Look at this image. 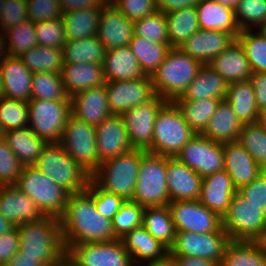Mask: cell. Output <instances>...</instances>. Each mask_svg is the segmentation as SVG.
Listing matches in <instances>:
<instances>
[{
    "mask_svg": "<svg viewBox=\"0 0 266 266\" xmlns=\"http://www.w3.org/2000/svg\"><path fill=\"white\" fill-rule=\"evenodd\" d=\"M60 222L66 251L79 243L110 242L119 239L113 230L112 220L97 211L93 195L87 189L69 194Z\"/></svg>",
    "mask_w": 266,
    "mask_h": 266,
    "instance_id": "1",
    "label": "cell"
},
{
    "mask_svg": "<svg viewBox=\"0 0 266 266\" xmlns=\"http://www.w3.org/2000/svg\"><path fill=\"white\" fill-rule=\"evenodd\" d=\"M19 250L23 256L37 258L44 266H63L66 263V248L59 218L46 216L39 222L16 226Z\"/></svg>",
    "mask_w": 266,
    "mask_h": 266,
    "instance_id": "2",
    "label": "cell"
},
{
    "mask_svg": "<svg viewBox=\"0 0 266 266\" xmlns=\"http://www.w3.org/2000/svg\"><path fill=\"white\" fill-rule=\"evenodd\" d=\"M146 150L132 149L126 153L107 159L100 164L90 179L106 192L121 196L125 200H132L141 157Z\"/></svg>",
    "mask_w": 266,
    "mask_h": 266,
    "instance_id": "3",
    "label": "cell"
},
{
    "mask_svg": "<svg viewBox=\"0 0 266 266\" xmlns=\"http://www.w3.org/2000/svg\"><path fill=\"white\" fill-rule=\"evenodd\" d=\"M202 64L178 47H172L165 60L151 75L156 95L166 101L181 97L188 85L196 78Z\"/></svg>",
    "mask_w": 266,
    "mask_h": 266,
    "instance_id": "4",
    "label": "cell"
},
{
    "mask_svg": "<svg viewBox=\"0 0 266 266\" xmlns=\"http://www.w3.org/2000/svg\"><path fill=\"white\" fill-rule=\"evenodd\" d=\"M195 134L178 106L173 101H167L156 115L152 147L147 152L175 157Z\"/></svg>",
    "mask_w": 266,
    "mask_h": 266,
    "instance_id": "5",
    "label": "cell"
},
{
    "mask_svg": "<svg viewBox=\"0 0 266 266\" xmlns=\"http://www.w3.org/2000/svg\"><path fill=\"white\" fill-rule=\"evenodd\" d=\"M33 166L69 194L84 191L90 180L60 143H48Z\"/></svg>",
    "mask_w": 266,
    "mask_h": 266,
    "instance_id": "6",
    "label": "cell"
},
{
    "mask_svg": "<svg viewBox=\"0 0 266 266\" xmlns=\"http://www.w3.org/2000/svg\"><path fill=\"white\" fill-rule=\"evenodd\" d=\"M222 228L233 241H259L266 239V214L260 207L248 202L238 191L233 195Z\"/></svg>",
    "mask_w": 266,
    "mask_h": 266,
    "instance_id": "7",
    "label": "cell"
},
{
    "mask_svg": "<svg viewBox=\"0 0 266 266\" xmlns=\"http://www.w3.org/2000/svg\"><path fill=\"white\" fill-rule=\"evenodd\" d=\"M16 186L45 214L61 218L69 193L34 166H24Z\"/></svg>",
    "mask_w": 266,
    "mask_h": 266,
    "instance_id": "8",
    "label": "cell"
},
{
    "mask_svg": "<svg viewBox=\"0 0 266 266\" xmlns=\"http://www.w3.org/2000/svg\"><path fill=\"white\" fill-rule=\"evenodd\" d=\"M167 156L146 152L141 157L138 180L132 201L143 207L170 203L166 182Z\"/></svg>",
    "mask_w": 266,
    "mask_h": 266,
    "instance_id": "9",
    "label": "cell"
},
{
    "mask_svg": "<svg viewBox=\"0 0 266 266\" xmlns=\"http://www.w3.org/2000/svg\"><path fill=\"white\" fill-rule=\"evenodd\" d=\"M96 140L95 126L71 114L59 143L71 158L91 176L101 164Z\"/></svg>",
    "mask_w": 266,
    "mask_h": 266,
    "instance_id": "10",
    "label": "cell"
},
{
    "mask_svg": "<svg viewBox=\"0 0 266 266\" xmlns=\"http://www.w3.org/2000/svg\"><path fill=\"white\" fill-rule=\"evenodd\" d=\"M28 127L47 143H59L71 111V100L31 99Z\"/></svg>",
    "mask_w": 266,
    "mask_h": 266,
    "instance_id": "11",
    "label": "cell"
},
{
    "mask_svg": "<svg viewBox=\"0 0 266 266\" xmlns=\"http://www.w3.org/2000/svg\"><path fill=\"white\" fill-rule=\"evenodd\" d=\"M230 241L229 235L223 228L210 233L176 232L174 244L169 249V256L204 258L221 265L226 246Z\"/></svg>",
    "mask_w": 266,
    "mask_h": 266,
    "instance_id": "12",
    "label": "cell"
},
{
    "mask_svg": "<svg viewBox=\"0 0 266 266\" xmlns=\"http://www.w3.org/2000/svg\"><path fill=\"white\" fill-rule=\"evenodd\" d=\"M66 262L70 266H134L120 239L72 245Z\"/></svg>",
    "mask_w": 266,
    "mask_h": 266,
    "instance_id": "13",
    "label": "cell"
},
{
    "mask_svg": "<svg viewBox=\"0 0 266 266\" xmlns=\"http://www.w3.org/2000/svg\"><path fill=\"white\" fill-rule=\"evenodd\" d=\"M176 232L210 233L222 229V218L199 200L168 204Z\"/></svg>",
    "mask_w": 266,
    "mask_h": 266,
    "instance_id": "14",
    "label": "cell"
},
{
    "mask_svg": "<svg viewBox=\"0 0 266 266\" xmlns=\"http://www.w3.org/2000/svg\"><path fill=\"white\" fill-rule=\"evenodd\" d=\"M166 102L164 98L156 95L152 100L120 114L134 149L148 151L152 147L156 115Z\"/></svg>",
    "mask_w": 266,
    "mask_h": 266,
    "instance_id": "15",
    "label": "cell"
},
{
    "mask_svg": "<svg viewBox=\"0 0 266 266\" xmlns=\"http://www.w3.org/2000/svg\"><path fill=\"white\" fill-rule=\"evenodd\" d=\"M175 157L202 178L224 169L223 144L202 134H195Z\"/></svg>",
    "mask_w": 266,
    "mask_h": 266,
    "instance_id": "16",
    "label": "cell"
},
{
    "mask_svg": "<svg viewBox=\"0 0 266 266\" xmlns=\"http://www.w3.org/2000/svg\"><path fill=\"white\" fill-rule=\"evenodd\" d=\"M105 86L108 106L112 114H121L156 96L149 76L129 81H106Z\"/></svg>",
    "mask_w": 266,
    "mask_h": 266,
    "instance_id": "17",
    "label": "cell"
},
{
    "mask_svg": "<svg viewBox=\"0 0 266 266\" xmlns=\"http://www.w3.org/2000/svg\"><path fill=\"white\" fill-rule=\"evenodd\" d=\"M235 40L236 38L231 33L225 31L199 29L178 48L202 65H206Z\"/></svg>",
    "mask_w": 266,
    "mask_h": 266,
    "instance_id": "18",
    "label": "cell"
},
{
    "mask_svg": "<svg viewBox=\"0 0 266 266\" xmlns=\"http://www.w3.org/2000/svg\"><path fill=\"white\" fill-rule=\"evenodd\" d=\"M0 214L15 226L39 222L46 217L16 185L0 186Z\"/></svg>",
    "mask_w": 266,
    "mask_h": 266,
    "instance_id": "19",
    "label": "cell"
},
{
    "mask_svg": "<svg viewBox=\"0 0 266 266\" xmlns=\"http://www.w3.org/2000/svg\"><path fill=\"white\" fill-rule=\"evenodd\" d=\"M133 35V21L129 20L114 5L102 7L97 37L104 44L106 51L128 46Z\"/></svg>",
    "mask_w": 266,
    "mask_h": 266,
    "instance_id": "20",
    "label": "cell"
},
{
    "mask_svg": "<svg viewBox=\"0 0 266 266\" xmlns=\"http://www.w3.org/2000/svg\"><path fill=\"white\" fill-rule=\"evenodd\" d=\"M166 182L170 202L200 197L202 177L176 157L167 156Z\"/></svg>",
    "mask_w": 266,
    "mask_h": 266,
    "instance_id": "21",
    "label": "cell"
},
{
    "mask_svg": "<svg viewBox=\"0 0 266 266\" xmlns=\"http://www.w3.org/2000/svg\"><path fill=\"white\" fill-rule=\"evenodd\" d=\"M95 131L100 163L133 149L120 114H111Z\"/></svg>",
    "mask_w": 266,
    "mask_h": 266,
    "instance_id": "22",
    "label": "cell"
},
{
    "mask_svg": "<svg viewBox=\"0 0 266 266\" xmlns=\"http://www.w3.org/2000/svg\"><path fill=\"white\" fill-rule=\"evenodd\" d=\"M3 97L29 102L32 99V75L22 60L5 56L0 62Z\"/></svg>",
    "mask_w": 266,
    "mask_h": 266,
    "instance_id": "23",
    "label": "cell"
},
{
    "mask_svg": "<svg viewBox=\"0 0 266 266\" xmlns=\"http://www.w3.org/2000/svg\"><path fill=\"white\" fill-rule=\"evenodd\" d=\"M120 240L134 266L164 261L169 257V249L156 240L143 225L126 233Z\"/></svg>",
    "mask_w": 266,
    "mask_h": 266,
    "instance_id": "24",
    "label": "cell"
},
{
    "mask_svg": "<svg viewBox=\"0 0 266 266\" xmlns=\"http://www.w3.org/2000/svg\"><path fill=\"white\" fill-rule=\"evenodd\" d=\"M237 192L228 172L223 169L202 178L199 201L220 218L227 213L230 201Z\"/></svg>",
    "mask_w": 266,
    "mask_h": 266,
    "instance_id": "25",
    "label": "cell"
},
{
    "mask_svg": "<svg viewBox=\"0 0 266 266\" xmlns=\"http://www.w3.org/2000/svg\"><path fill=\"white\" fill-rule=\"evenodd\" d=\"M223 153L224 169L237 190L251 183L264 171L238 141L223 143Z\"/></svg>",
    "mask_w": 266,
    "mask_h": 266,
    "instance_id": "26",
    "label": "cell"
},
{
    "mask_svg": "<svg viewBox=\"0 0 266 266\" xmlns=\"http://www.w3.org/2000/svg\"><path fill=\"white\" fill-rule=\"evenodd\" d=\"M72 115L87 124L97 126L112 113L108 106L106 86L90 88L71 97Z\"/></svg>",
    "mask_w": 266,
    "mask_h": 266,
    "instance_id": "27",
    "label": "cell"
},
{
    "mask_svg": "<svg viewBox=\"0 0 266 266\" xmlns=\"http://www.w3.org/2000/svg\"><path fill=\"white\" fill-rule=\"evenodd\" d=\"M61 77L69 98L90 88L105 85L106 83L102 65L89 62L76 64L64 62Z\"/></svg>",
    "mask_w": 266,
    "mask_h": 266,
    "instance_id": "28",
    "label": "cell"
},
{
    "mask_svg": "<svg viewBox=\"0 0 266 266\" xmlns=\"http://www.w3.org/2000/svg\"><path fill=\"white\" fill-rule=\"evenodd\" d=\"M228 83L208 64L202 65L196 78L183 95L174 101H196L205 98L226 99Z\"/></svg>",
    "mask_w": 266,
    "mask_h": 266,
    "instance_id": "29",
    "label": "cell"
},
{
    "mask_svg": "<svg viewBox=\"0 0 266 266\" xmlns=\"http://www.w3.org/2000/svg\"><path fill=\"white\" fill-rule=\"evenodd\" d=\"M102 67L106 81H129L145 77L129 46L107 50Z\"/></svg>",
    "mask_w": 266,
    "mask_h": 266,
    "instance_id": "30",
    "label": "cell"
},
{
    "mask_svg": "<svg viewBox=\"0 0 266 266\" xmlns=\"http://www.w3.org/2000/svg\"><path fill=\"white\" fill-rule=\"evenodd\" d=\"M227 83L249 80L253 73L241 44L235 40L209 64Z\"/></svg>",
    "mask_w": 266,
    "mask_h": 266,
    "instance_id": "31",
    "label": "cell"
},
{
    "mask_svg": "<svg viewBox=\"0 0 266 266\" xmlns=\"http://www.w3.org/2000/svg\"><path fill=\"white\" fill-rule=\"evenodd\" d=\"M242 128V122L233 111L230 103L225 99L219 103L202 135L223 144L237 141Z\"/></svg>",
    "mask_w": 266,
    "mask_h": 266,
    "instance_id": "32",
    "label": "cell"
},
{
    "mask_svg": "<svg viewBox=\"0 0 266 266\" xmlns=\"http://www.w3.org/2000/svg\"><path fill=\"white\" fill-rule=\"evenodd\" d=\"M196 8L200 29L225 31L235 38L240 33L233 9L214 0H201Z\"/></svg>",
    "mask_w": 266,
    "mask_h": 266,
    "instance_id": "33",
    "label": "cell"
},
{
    "mask_svg": "<svg viewBox=\"0 0 266 266\" xmlns=\"http://www.w3.org/2000/svg\"><path fill=\"white\" fill-rule=\"evenodd\" d=\"M5 141L23 166H33L48 144L29 127L5 132Z\"/></svg>",
    "mask_w": 266,
    "mask_h": 266,
    "instance_id": "34",
    "label": "cell"
},
{
    "mask_svg": "<svg viewBox=\"0 0 266 266\" xmlns=\"http://www.w3.org/2000/svg\"><path fill=\"white\" fill-rule=\"evenodd\" d=\"M226 100L242 124L258 122L259 108L256 104L253 86L249 80L228 83Z\"/></svg>",
    "mask_w": 266,
    "mask_h": 266,
    "instance_id": "35",
    "label": "cell"
},
{
    "mask_svg": "<svg viewBox=\"0 0 266 266\" xmlns=\"http://www.w3.org/2000/svg\"><path fill=\"white\" fill-rule=\"evenodd\" d=\"M128 46L137 57L142 72L145 76L149 77L162 64L169 50L172 48L170 44L157 42L135 34Z\"/></svg>",
    "mask_w": 266,
    "mask_h": 266,
    "instance_id": "36",
    "label": "cell"
},
{
    "mask_svg": "<svg viewBox=\"0 0 266 266\" xmlns=\"http://www.w3.org/2000/svg\"><path fill=\"white\" fill-rule=\"evenodd\" d=\"M221 266H266V246L259 241L231 240Z\"/></svg>",
    "mask_w": 266,
    "mask_h": 266,
    "instance_id": "37",
    "label": "cell"
},
{
    "mask_svg": "<svg viewBox=\"0 0 266 266\" xmlns=\"http://www.w3.org/2000/svg\"><path fill=\"white\" fill-rule=\"evenodd\" d=\"M143 227L158 241L170 249L175 241L176 230L168 205L144 207Z\"/></svg>",
    "mask_w": 266,
    "mask_h": 266,
    "instance_id": "38",
    "label": "cell"
},
{
    "mask_svg": "<svg viewBox=\"0 0 266 266\" xmlns=\"http://www.w3.org/2000/svg\"><path fill=\"white\" fill-rule=\"evenodd\" d=\"M102 8L80 9L63 14L66 40H79L97 36Z\"/></svg>",
    "mask_w": 266,
    "mask_h": 266,
    "instance_id": "39",
    "label": "cell"
},
{
    "mask_svg": "<svg viewBox=\"0 0 266 266\" xmlns=\"http://www.w3.org/2000/svg\"><path fill=\"white\" fill-rule=\"evenodd\" d=\"M168 41L171 47H179L199 30L197 8H182L166 14Z\"/></svg>",
    "mask_w": 266,
    "mask_h": 266,
    "instance_id": "40",
    "label": "cell"
},
{
    "mask_svg": "<svg viewBox=\"0 0 266 266\" xmlns=\"http://www.w3.org/2000/svg\"><path fill=\"white\" fill-rule=\"evenodd\" d=\"M106 49L97 36L79 40H66L63 47L64 62L96 63L103 65Z\"/></svg>",
    "mask_w": 266,
    "mask_h": 266,
    "instance_id": "41",
    "label": "cell"
},
{
    "mask_svg": "<svg viewBox=\"0 0 266 266\" xmlns=\"http://www.w3.org/2000/svg\"><path fill=\"white\" fill-rule=\"evenodd\" d=\"M222 99L205 98L196 101H173L184 120L196 134H202Z\"/></svg>",
    "mask_w": 266,
    "mask_h": 266,
    "instance_id": "42",
    "label": "cell"
},
{
    "mask_svg": "<svg viewBox=\"0 0 266 266\" xmlns=\"http://www.w3.org/2000/svg\"><path fill=\"white\" fill-rule=\"evenodd\" d=\"M19 58L32 72H53L61 74L64 66L63 49L35 46Z\"/></svg>",
    "mask_w": 266,
    "mask_h": 266,
    "instance_id": "43",
    "label": "cell"
},
{
    "mask_svg": "<svg viewBox=\"0 0 266 266\" xmlns=\"http://www.w3.org/2000/svg\"><path fill=\"white\" fill-rule=\"evenodd\" d=\"M236 40L243 47L252 72L266 73V38L255 29H247L241 30Z\"/></svg>",
    "mask_w": 266,
    "mask_h": 266,
    "instance_id": "44",
    "label": "cell"
},
{
    "mask_svg": "<svg viewBox=\"0 0 266 266\" xmlns=\"http://www.w3.org/2000/svg\"><path fill=\"white\" fill-rule=\"evenodd\" d=\"M32 99L71 100L65 91L61 74L53 72L33 73Z\"/></svg>",
    "mask_w": 266,
    "mask_h": 266,
    "instance_id": "45",
    "label": "cell"
},
{
    "mask_svg": "<svg viewBox=\"0 0 266 266\" xmlns=\"http://www.w3.org/2000/svg\"><path fill=\"white\" fill-rule=\"evenodd\" d=\"M5 33L9 56L19 57L38 45L34 23L29 19L10 27Z\"/></svg>",
    "mask_w": 266,
    "mask_h": 266,
    "instance_id": "46",
    "label": "cell"
},
{
    "mask_svg": "<svg viewBox=\"0 0 266 266\" xmlns=\"http://www.w3.org/2000/svg\"><path fill=\"white\" fill-rule=\"evenodd\" d=\"M263 170H266V127L257 123L243 124L238 140Z\"/></svg>",
    "mask_w": 266,
    "mask_h": 266,
    "instance_id": "47",
    "label": "cell"
},
{
    "mask_svg": "<svg viewBox=\"0 0 266 266\" xmlns=\"http://www.w3.org/2000/svg\"><path fill=\"white\" fill-rule=\"evenodd\" d=\"M0 124L4 128L5 132L28 127V103L1 97Z\"/></svg>",
    "mask_w": 266,
    "mask_h": 266,
    "instance_id": "48",
    "label": "cell"
},
{
    "mask_svg": "<svg viewBox=\"0 0 266 266\" xmlns=\"http://www.w3.org/2000/svg\"><path fill=\"white\" fill-rule=\"evenodd\" d=\"M234 12L240 30L257 29L266 21V0H240Z\"/></svg>",
    "mask_w": 266,
    "mask_h": 266,
    "instance_id": "49",
    "label": "cell"
},
{
    "mask_svg": "<svg viewBox=\"0 0 266 266\" xmlns=\"http://www.w3.org/2000/svg\"><path fill=\"white\" fill-rule=\"evenodd\" d=\"M144 207L137 202L126 200L112 219L115 235L120 239L126 233L143 224Z\"/></svg>",
    "mask_w": 266,
    "mask_h": 266,
    "instance_id": "50",
    "label": "cell"
},
{
    "mask_svg": "<svg viewBox=\"0 0 266 266\" xmlns=\"http://www.w3.org/2000/svg\"><path fill=\"white\" fill-rule=\"evenodd\" d=\"M134 34L169 44L166 14L157 11L133 22Z\"/></svg>",
    "mask_w": 266,
    "mask_h": 266,
    "instance_id": "51",
    "label": "cell"
},
{
    "mask_svg": "<svg viewBox=\"0 0 266 266\" xmlns=\"http://www.w3.org/2000/svg\"><path fill=\"white\" fill-rule=\"evenodd\" d=\"M39 46L63 49L66 43L63 19H51L34 23Z\"/></svg>",
    "mask_w": 266,
    "mask_h": 266,
    "instance_id": "52",
    "label": "cell"
},
{
    "mask_svg": "<svg viewBox=\"0 0 266 266\" xmlns=\"http://www.w3.org/2000/svg\"><path fill=\"white\" fill-rule=\"evenodd\" d=\"M23 167L6 141L0 142V186L16 185Z\"/></svg>",
    "mask_w": 266,
    "mask_h": 266,
    "instance_id": "53",
    "label": "cell"
},
{
    "mask_svg": "<svg viewBox=\"0 0 266 266\" xmlns=\"http://www.w3.org/2000/svg\"><path fill=\"white\" fill-rule=\"evenodd\" d=\"M86 189L93 195L97 211L103 217L111 220L126 201L121 196L104 191L91 179L89 180Z\"/></svg>",
    "mask_w": 266,
    "mask_h": 266,
    "instance_id": "54",
    "label": "cell"
},
{
    "mask_svg": "<svg viewBox=\"0 0 266 266\" xmlns=\"http://www.w3.org/2000/svg\"><path fill=\"white\" fill-rule=\"evenodd\" d=\"M28 19L33 23L62 18L60 0H27Z\"/></svg>",
    "mask_w": 266,
    "mask_h": 266,
    "instance_id": "55",
    "label": "cell"
},
{
    "mask_svg": "<svg viewBox=\"0 0 266 266\" xmlns=\"http://www.w3.org/2000/svg\"><path fill=\"white\" fill-rule=\"evenodd\" d=\"M114 6L133 22L158 11L156 0H117Z\"/></svg>",
    "mask_w": 266,
    "mask_h": 266,
    "instance_id": "56",
    "label": "cell"
},
{
    "mask_svg": "<svg viewBox=\"0 0 266 266\" xmlns=\"http://www.w3.org/2000/svg\"><path fill=\"white\" fill-rule=\"evenodd\" d=\"M27 19V0H7L0 14V27L6 31Z\"/></svg>",
    "mask_w": 266,
    "mask_h": 266,
    "instance_id": "57",
    "label": "cell"
},
{
    "mask_svg": "<svg viewBox=\"0 0 266 266\" xmlns=\"http://www.w3.org/2000/svg\"><path fill=\"white\" fill-rule=\"evenodd\" d=\"M248 202L260 207L266 214V170L262 171L251 183L237 190Z\"/></svg>",
    "mask_w": 266,
    "mask_h": 266,
    "instance_id": "58",
    "label": "cell"
},
{
    "mask_svg": "<svg viewBox=\"0 0 266 266\" xmlns=\"http://www.w3.org/2000/svg\"><path fill=\"white\" fill-rule=\"evenodd\" d=\"M19 251L17 227L0 235V264L7 263Z\"/></svg>",
    "mask_w": 266,
    "mask_h": 266,
    "instance_id": "59",
    "label": "cell"
},
{
    "mask_svg": "<svg viewBox=\"0 0 266 266\" xmlns=\"http://www.w3.org/2000/svg\"><path fill=\"white\" fill-rule=\"evenodd\" d=\"M249 81L255 92V100L259 110L266 107V73H252Z\"/></svg>",
    "mask_w": 266,
    "mask_h": 266,
    "instance_id": "60",
    "label": "cell"
},
{
    "mask_svg": "<svg viewBox=\"0 0 266 266\" xmlns=\"http://www.w3.org/2000/svg\"><path fill=\"white\" fill-rule=\"evenodd\" d=\"M63 14L80 9H99L104 6L100 0H60Z\"/></svg>",
    "mask_w": 266,
    "mask_h": 266,
    "instance_id": "61",
    "label": "cell"
},
{
    "mask_svg": "<svg viewBox=\"0 0 266 266\" xmlns=\"http://www.w3.org/2000/svg\"><path fill=\"white\" fill-rule=\"evenodd\" d=\"M158 11L164 14L182 8L196 7L201 0H156Z\"/></svg>",
    "mask_w": 266,
    "mask_h": 266,
    "instance_id": "62",
    "label": "cell"
},
{
    "mask_svg": "<svg viewBox=\"0 0 266 266\" xmlns=\"http://www.w3.org/2000/svg\"><path fill=\"white\" fill-rule=\"evenodd\" d=\"M177 266H219L216 262L208 259L190 256H169Z\"/></svg>",
    "mask_w": 266,
    "mask_h": 266,
    "instance_id": "63",
    "label": "cell"
},
{
    "mask_svg": "<svg viewBox=\"0 0 266 266\" xmlns=\"http://www.w3.org/2000/svg\"><path fill=\"white\" fill-rule=\"evenodd\" d=\"M3 266H44L37 258L23 256L20 250Z\"/></svg>",
    "mask_w": 266,
    "mask_h": 266,
    "instance_id": "64",
    "label": "cell"
},
{
    "mask_svg": "<svg viewBox=\"0 0 266 266\" xmlns=\"http://www.w3.org/2000/svg\"><path fill=\"white\" fill-rule=\"evenodd\" d=\"M5 56H8V51L6 48V33L0 27V62L3 60Z\"/></svg>",
    "mask_w": 266,
    "mask_h": 266,
    "instance_id": "65",
    "label": "cell"
},
{
    "mask_svg": "<svg viewBox=\"0 0 266 266\" xmlns=\"http://www.w3.org/2000/svg\"><path fill=\"white\" fill-rule=\"evenodd\" d=\"M16 226L8 221L5 217L0 214V235L8 233L13 230Z\"/></svg>",
    "mask_w": 266,
    "mask_h": 266,
    "instance_id": "66",
    "label": "cell"
},
{
    "mask_svg": "<svg viewBox=\"0 0 266 266\" xmlns=\"http://www.w3.org/2000/svg\"><path fill=\"white\" fill-rule=\"evenodd\" d=\"M142 266H177L172 258L168 257L164 261L147 263Z\"/></svg>",
    "mask_w": 266,
    "mask_h": 266,
    "instance_id": "67",
    "label": "cell"
},
{
    "mask_svg": "<svg viewBox=\"0 0 266 266\" xmlns=\"http://www.w3.org/2000/svg\"><path fill=\"white\" fill-rule=\"evenodd\" d=\"M217 3L235 10L240 0H214Z\"/></svg>",
    "mask_w": 266,
    "mask_h": 266,
    "instance_id": "68",
    "label": "cell"
},
{
    "mask_svg": "<svg viewBox=\"0 0 266 266\" xmlns=\"http://www.w3.org/2000/svg\"><path fill=\"white\" fill-rule=\"evenodd\" d=\"M258 123L266 127V107L259 110Z\"/></svg>",
    "mask_w": 266,
    "mask_h": 266,
    "instance_id": "69",
    "label": "cell"
},
{
    "mask_svg": "<svg viewBox=\"0 0 266 266\" xmlns=\"http://www.w3.org/2000/svg\"><path fill=\"white\" fill-rule=\"evenodd\" d=\"M256 30L266 38V21H264Z\"/></svg>",
    "mask_w": 266,
    "mask_h": 266,
    "instance_id": "70",
    "label": "cell"
},
{
    "mask_svg": "<svg viewBox=\"0 0 266 266\" xmlns=\"http://www.w3.org/2000/svg\"><path fill=\"white\" fill-rule=\"evenodd\" d=\"M5 140V131L4 128L0 124V142Z\"/></svg>",
    "mask_w": 266,
    "mask_h": 266,
    "instance_id": "71",
    "label": "cell"
},
{
    "mask_svg": "<svg viewBox=\"0 0 266 266\" xmlns=\"http://www.w3.org/2000/svg\"><path fill=\"white\" fill-rule=\"evenodd\" d=\"M104 5H114L117 0H100Z\"/></svg>",
    "mask_w": 266,
    "mask_h": 266,
    "instance_id": "72",
    "label": "cell"
},
{
    "mask_svg": "<svg viewBox=\"0 0 266 266\" xmlns=\"http://www.w3.org/2000/svg\"><path fill=\"white\" fill-rule=\"evenodd\" d=\"M3 97V90H2V76H1V69H0V98Z\"/></svg>",
    "mask_w": 266,
    "mask_h": 266,
    "instance_id": "73",
    "label": "cell"
},
{
    "mask_svg": "<svg viewBox=\"0 0 266 266\" xmlns=\"http://www.w3.org/2000/svg\"><path fill=\"white\" fill-rule=\"evenodd\" d=\"M7 0H0V14H1V11H2V7L4 6V3L6 2Z\"/></svg>",
    "mask_w": 266,
    "mask_h": 266,
    "instance_id": "74",
    "label": "cell"
},
{
    "mask_svg": "<svg viewBox=\"0 0 266 266\" xmlns=\"http://www.w3.org/2000/svg\"><path fill=\"white\" fill-rule=\"evenodd\" d=\"M63 266H70L67 262Z\"/></svg>",
    "mask_w": 266,
    "mask_h": 266,
    "instance_id": "75",
    "label": "cell"
}]
</instances>
